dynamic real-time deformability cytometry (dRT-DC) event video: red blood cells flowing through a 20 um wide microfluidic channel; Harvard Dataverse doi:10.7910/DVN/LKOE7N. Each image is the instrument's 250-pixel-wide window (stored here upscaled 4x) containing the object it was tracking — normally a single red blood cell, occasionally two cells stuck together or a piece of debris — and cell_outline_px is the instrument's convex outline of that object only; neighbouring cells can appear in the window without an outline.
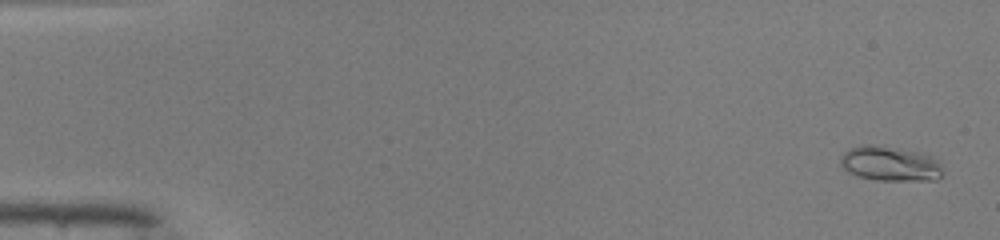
{"species": "common noctule bat (a hibernating species)", "species_latin": "Nyctalus noctula", "temperature_condition": "warm", "stored_images_in_passage": 51, "segment_of_instrument_passage": [1, 2], "camera_frame_rate_fps": 3000, "um_per_image_px": 0.085, "animal": {"sex": "male", "body_mass_g": 19.0, "forearm_length_mm": 50.8}, "frame": {"image": 1, "passage_image": 2, "time_ms": 0.333, "image_size_px": [1000, 240], "cell_outline_px": [[940, 176], [936, 180], [876, 180], [860, 176], [848, 172], [840, 168], [840, 156], [848, 148], [864, 144], [872, 144], [916, 152], [932, 156], [940, 160]], "centroid_in_image_um": [75.6, 13.91], "position_along_channel_um": 9.4, "area_um2": 20.69}}
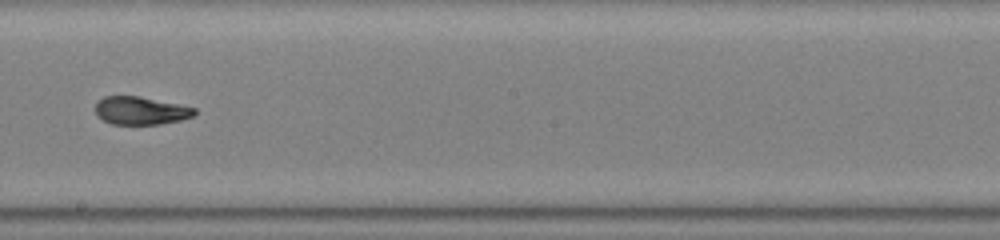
{"frame": {"image": 2, "passage_image": 29, "time_ms": 9.333, "image_size_px": [1000, 240], "cell_outline_px": [[196, 112], [192, 116], [180, 120], [160, 124], [112, 124], [96, 116], [96, 104], [104, 96], [140, 96], [196, 108]], "centroid_in_image_um": [11.95, 9.4], "position_along_channel_um": 236.3, "area_um2": 16.01}}
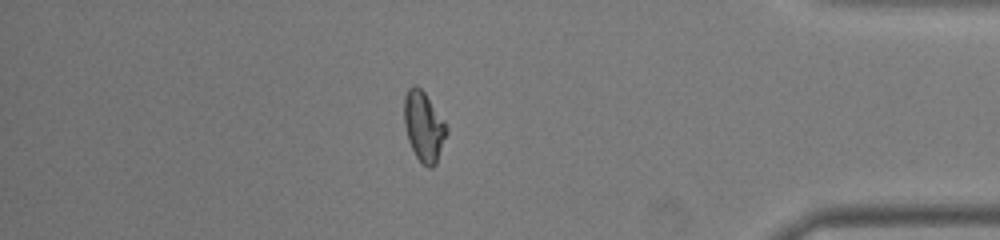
{"frame": {"image": 3, "passage_image": 43, "time_ms": 14.0, "image_size_px": [1000, 240], "cell_outline_px": [[448, 132], [436, 164], [432, 168], [428, 168], [416, 156], [408, 140], [404, 124], [404, 96], [408, 88], [416, 84], [424, 92], [444, 120], [448, 128]], "centroid_in_image_um": [36.02, 10.74], "position_along_channel_um": 399.2, "area_um2": 17.28}}